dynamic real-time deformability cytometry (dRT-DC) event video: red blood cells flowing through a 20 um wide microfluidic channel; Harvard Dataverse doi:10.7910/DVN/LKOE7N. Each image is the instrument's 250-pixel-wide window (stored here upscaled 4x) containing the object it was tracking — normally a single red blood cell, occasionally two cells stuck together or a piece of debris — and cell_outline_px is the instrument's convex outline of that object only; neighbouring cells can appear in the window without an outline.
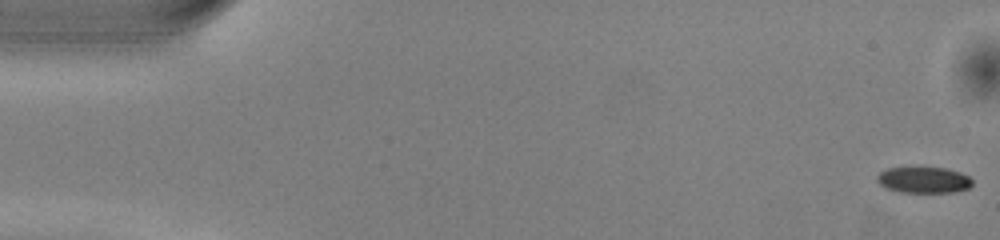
{"species": "common noctule bat (a hibernating species)", "species_latin": "Nyctalus noctula", "temperature_condition": "warm", "stored_images_in_passage": 49, "camera_frame_rate_fps": 3000, "um_per_image_px": 0.085, "animal": {"sex": "male", "body_mass_g": 13.0, "forearm_length_mm": 53.1}, "frame": {"image": 1, "passage_image": 1, "time_ms": 0.0, "image_size_px": [1000, 240], "cell_outline_px": [[972, 184], [968, 188], [952, 192], [900, 192], [884, 188], [876, 180], [876, 176], [880, 172], [888, 168], [944, 168], [960, 172], [968, 176], [972, 180]], "centroid_in_image_um": [78.48, 15.3], "position_along_channel_um": 6.5, "area_um2": 14.39}}
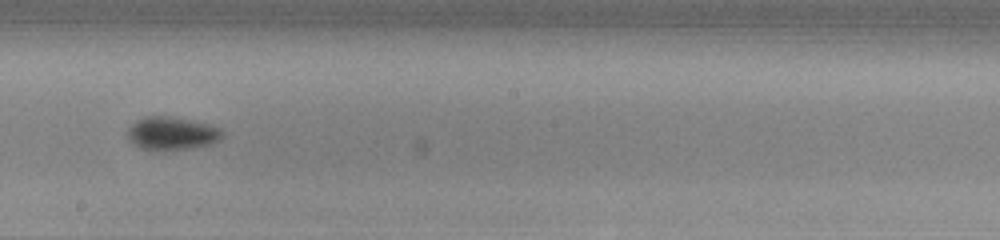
{"frame": {"image": 2, "passage_image": 29, "time_ms": 9.333, "image_size_px": [1000, 240], "cell_outline_px": [[224, 136], [220, 140], [212, 144], [192, 148], [164, 152], [140, 148], [132, 144], [128, 140], [128, 128], [136, 120], [144, 116], [168, 116], [208, 124], [220, 128], [224, 132]], "centroid_in_image_um": [14.6, 11.37], "position_along_channel_um": 233.6, "area_um2": 18.73}}
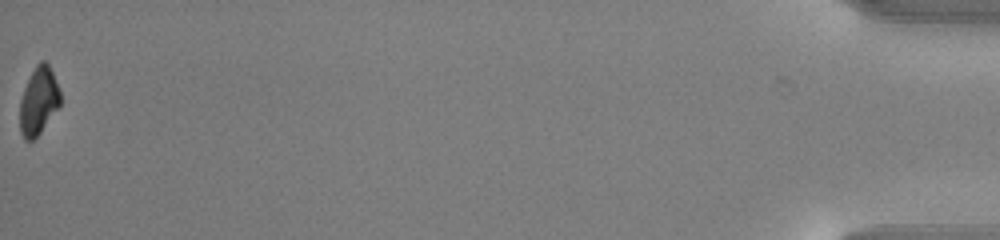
{"frame": {"image": 3, "passage_image": 49, "time_ms": 16.0, "image_size_px": [1000, 240], "cell_outline_px": [[60, 104], [40, 132], [32, 140], [24, 140], [20, 132], [20, 100], [24, 88], [36, 64], [40, 60], [44, 60], [48, 64], [52, 72], [60, 92]], "centroid_in_image_um": [3.26, 8.57], "position_along_channel_um": 431.9, "area_um2": 15.61}, "authors_computed_cell_mechanics": {"area_um2": 16.762, "velocity_mm_per_s": 4.0271, "shape_relaxation_time_tau1_ms": 2.1028, "shape_relaxation_time_tau2_ms": null, "deformation_change_tau1": 0.0803, "deformation_change_tau2": null}}